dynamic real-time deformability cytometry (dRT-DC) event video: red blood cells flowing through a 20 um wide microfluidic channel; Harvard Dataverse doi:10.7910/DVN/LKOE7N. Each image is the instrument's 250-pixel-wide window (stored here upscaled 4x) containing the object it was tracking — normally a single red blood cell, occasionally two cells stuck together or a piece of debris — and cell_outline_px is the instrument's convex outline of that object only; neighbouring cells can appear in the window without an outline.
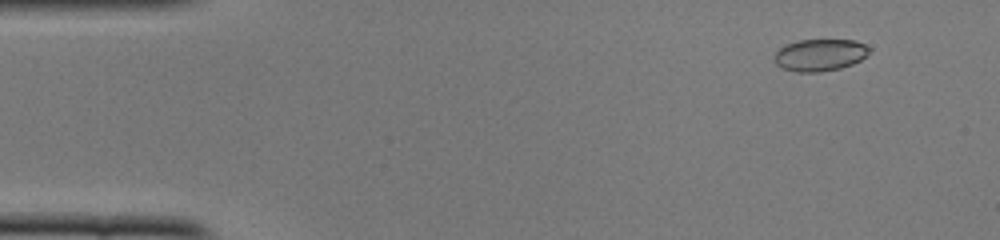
{"species": "common noctule bat (a hibernating species)", "species_latin": "Nyctalus noctula", "temperature_condition": "cold", "stored_images_in_passage": 51, "camera_frame_rate_fps": 3000, "um_per_image_px": 0.085, "animal": {"sex": "female", "body_mass_g": 22.0, "forearm_length_mm": 56.7}, "frame": {"image": 1, "passage_image": 5, "time_ms": 1.333, "image_size_px": [1000, 240], "cell_outline_px": [[872, 52], [860, 60], [852, 64], [840, 68], [820, 72], [796, 72], [784, 68], [776, 64], [772, 60], [776, 52], [784, 44], [796, 40], [856, 40], [872, 48]], "centroid_in_image_um": [69.7, 4.66], "position_along_channel_um": 15.3, "area_um2": 17.98}}
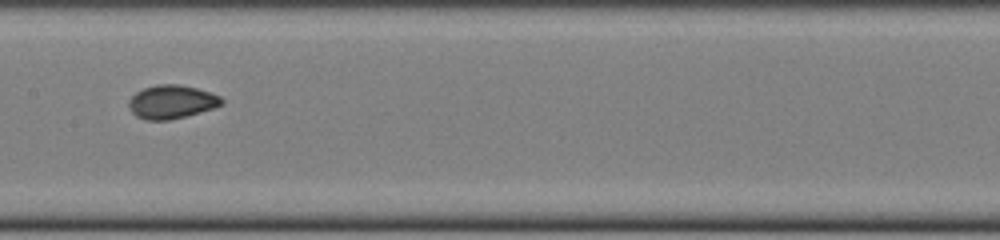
{"frame": {"image": 2, "passage_image": 26, "time_ms": 8.333, "image_size_px": [1000, 240], "cell_outline_px": [[224, 104], [212, 108], [184, 116], [168, 120], [144, 120], [136, 116], [132, 112], [128, 104], [128, 100], [136, 92], [144, 88], [156, 84], [180, 84], [196, 88], [220, 96], [224, 100]], "centroid_in_image_um": [14.56, 8.65], "position_along_channel_um": 192.8, "area_um2": 18.03}}
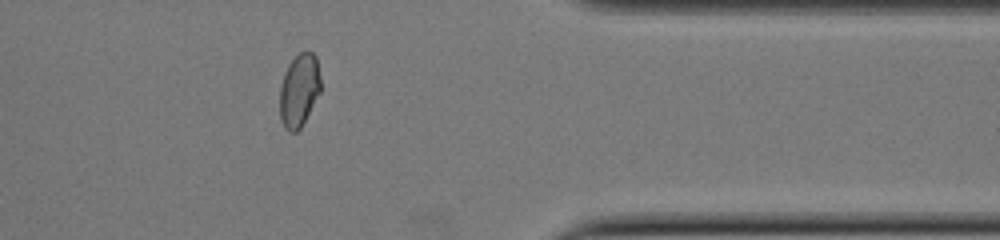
{"frame": {"image": 3, "passage_image": 42, "time_ms": 13.667, "image_size_px": [1000, 240], "cell_outline_px": [[320, 92], [300, 128], [296, 132], [288, 132], [284, 128], [280, 120], [280, 84], [284, 72], [288, 64], [300, 52], [312, 52], [316, 56], [320, 76]], "centroid_in_image_um": [25.41, 7.68], "position_along_channel_um": 386.0, "area_um2": 17.4}, "authors_computed_cell_mechanics": {"area_um2": 17.8024, "velocity_mm_per_s": 3.9287, "shape_relaxation_time_tau1_ms": 4.9937, "shape_relaxation_time_tau2_ms": null, "deformation_change_tau1": 0.1403, "deformation_change_tau2": null}}